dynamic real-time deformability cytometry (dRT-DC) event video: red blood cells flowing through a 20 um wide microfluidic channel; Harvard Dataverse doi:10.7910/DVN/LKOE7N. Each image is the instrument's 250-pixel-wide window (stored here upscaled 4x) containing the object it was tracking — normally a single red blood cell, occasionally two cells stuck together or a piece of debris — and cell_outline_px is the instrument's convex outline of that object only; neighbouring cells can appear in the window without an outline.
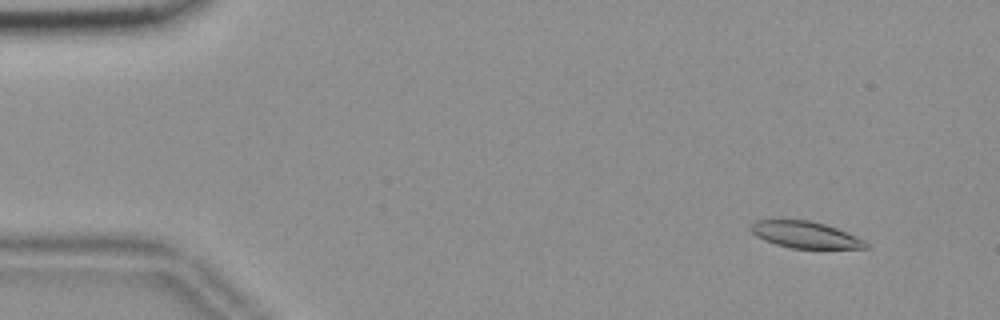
{"species": "common noctule bat (a hibernating species)", "species_latin": "Nyctalus noctula", "temperature_condition": "room temperature", "stored_images_in_passage": 56, "camera_frame_rate_fps": 3000, "um_per_image_px": 0.085, "animal": {"sex": "female", "body_mass_g": 18.4}, "frame": {"image": 1, "passage_image": 5, "time_ms": 1.333, "image_size_px": [1000, 320], "cell_outline_px": [[868, 248], [792, 248], [776, 244], [764, 240], [756, 236], [748, 228], [756, 220], [808, 220], [824, 224], [836, 228], [856, 236], [864, 240], [868, 244]], "centroid_in_image_um": [68.42, 19.95], "position_along_channel_um": 16.6, "area_um2": 17.63}}
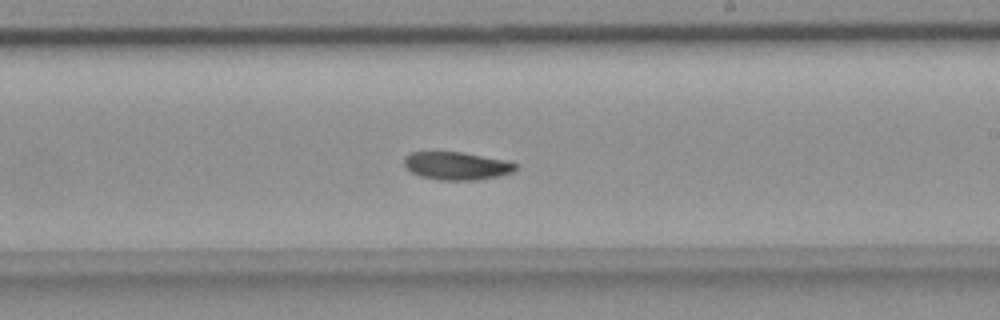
{"frame": {"image": 2, "passage_image": 33, "time_ms": 10.667, "image_size_px": [1000, 320], "cell_outline_px": [[516, 168], [512, 172], [500, 176], [476, 180], [440, 180], [420, 176], [412, 172], [404, 164], [404, 156], [412, 152], [460, 152], [504, 160], [516, 164]], "centroid_in_image_um": [38.79, 14.1], "position_along_channel_um": 250.2, "area_um2": 17.92}}
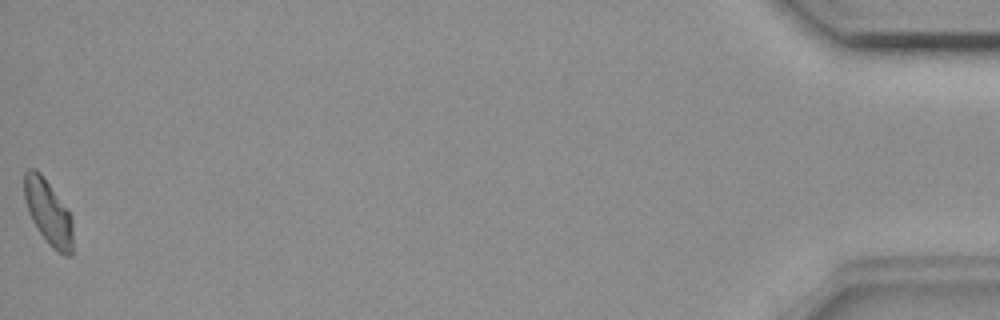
{"frame": {"image": 3, "passage_image": 56, "time_ms": 18.333, "image_size_px": [1000, 320], "cell_outline_px": [[72, 256], [64, 256], [52, 248], [48, 244], [36, 228], [28, 212], [24, 196], [24, 172], [28, 168], [36, 168], [40, 172], [68, 208], [72, 216]], "centroid_in_image_um": [4.11, 18.04], "position_along_channel_um": 431.1, "area_um2": 18.73}}